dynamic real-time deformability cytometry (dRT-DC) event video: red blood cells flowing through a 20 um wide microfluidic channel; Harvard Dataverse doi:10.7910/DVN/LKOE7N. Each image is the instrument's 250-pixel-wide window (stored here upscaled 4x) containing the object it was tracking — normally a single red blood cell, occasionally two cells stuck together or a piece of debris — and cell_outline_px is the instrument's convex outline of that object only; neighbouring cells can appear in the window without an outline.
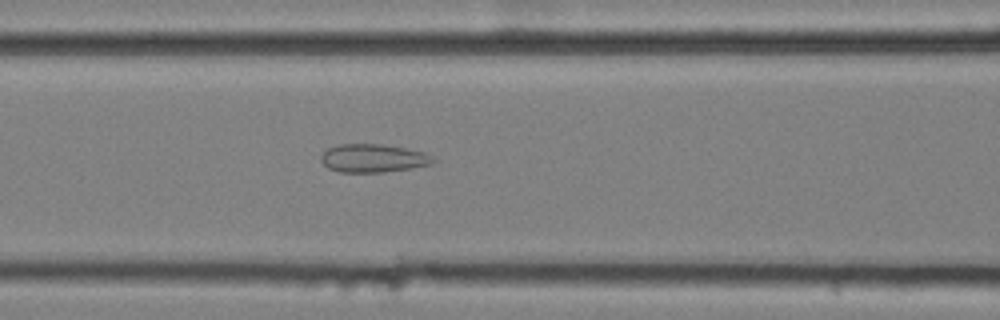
{"species": "common noctule bat (a hibernating species)", "species_latin": "Nyctalus noctula", "temperature_condition": "cold", "stored_images_in_passage": 57, "camera_frame_rate_fps": 3000, "um_per_image_px": 0.085, "animal": {"sex": "female", "body_mass_g": 25.1}, "frame": {"image": 1, "passage_image": 24, "time_ms": 7.667, "image_size_px": [1000, 320], "cell_outline_px": [[436, 160], [432, 164], [384, 172], [340, 172], [328, 168], [320, 160], [320, 156], [328, 148], [340, 144], [384, 144], [424, 152], [432, 156]], "centroid_in_image_um": [31.7, 13.44], "position_along_channel_um": 134.9, "area_um2": 18.38}}
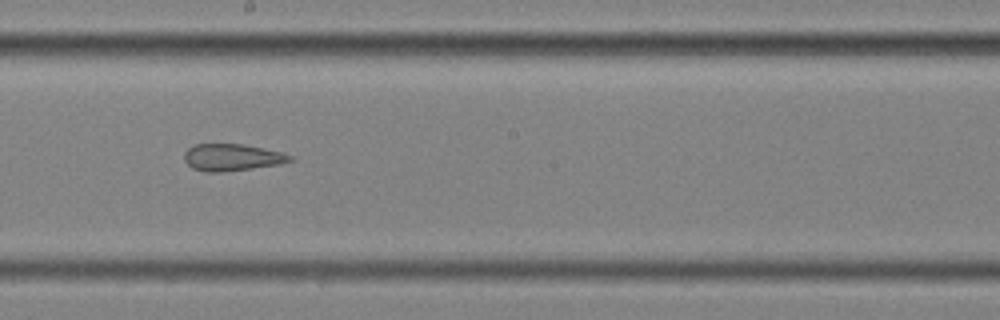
{"frame": {"image": 2, "passage_image": 32, "time_ms": 10.333, "image_size_px": [1000, 320], "cell_outline_px": [[296, 160], [280, 164], [252, 168], [220, 172], [204, 172], [192, 168], [184, 160], [184, 152], [192, 144], [240, 144], [284, 152], [292, 156]], "centroid_in_image_um": [19.72, 13.37], "position_along_channel_um": 228.5, "area_um2": 16.7}}
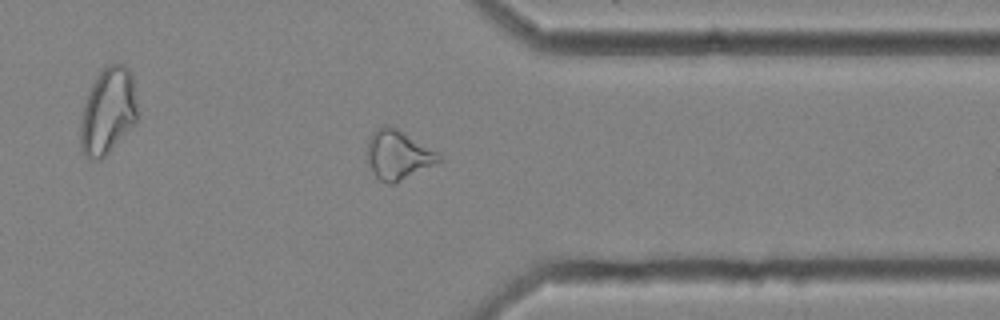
{"frame": {"image": 3, "passage_image": 45, "time_ms": 14.667, "image_size_px": [1000, 320], "cell_outline_px": [[440, 160], [392, 184], [388, 184], [380, 180], [376, 176], [368, 160], [368, 140], [372, 132], [384, 124], [388, 124], [396, 128], [440, 152]], "centroid_in_image_um": [33.82, 13.12], "position_along_channel_um": 377.6, "area_um2": 19.94}, "authors_computed_cell_mechanics": {"area_um2": 22.3108, "velocity_mm_per_s": 3.5165, "shape_relaxation_time_tau1_ms": null, "shape_relaxation_time_tau2_ms": 2.5546, "deformation_change_tau1": null, "deformation_change_tau2": 0.1282}}